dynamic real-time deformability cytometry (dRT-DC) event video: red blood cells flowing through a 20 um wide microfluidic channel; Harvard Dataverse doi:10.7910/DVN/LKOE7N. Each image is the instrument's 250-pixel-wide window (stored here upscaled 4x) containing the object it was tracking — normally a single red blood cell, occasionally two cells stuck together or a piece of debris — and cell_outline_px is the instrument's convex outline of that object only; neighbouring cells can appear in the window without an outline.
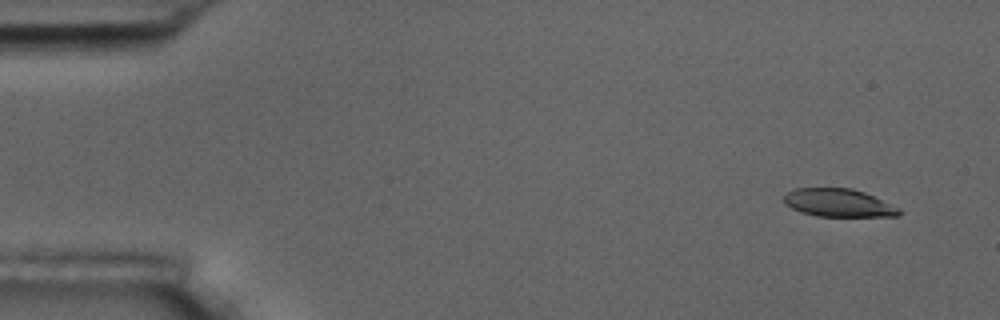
{"species": "common noctule bat (a hibernating species)", "species_latin": "Nyctalus noctula", "temperature_condition": "room temperature", "stored_images_in_passage": 5, "camera_frame_rate_fps": 3000, "um_per_image_px": 0.085, "animal": {"sex": "male", "body_mass_g": 17.5, "forearm_length_mm": 52.3}, "frame": {"image": 1, "passage_image": 1, "time_ms": 0.0, "image_size_px": [1000, 320], "cell_outline_px": [[900, 216], [816, 216], [800, 212], [784, 204], [784, 196], [788, 192], [796, 188], [852, 188], [864, 192], [900, 208]], "centroid_in_image_um": [71.26, 17.24], "position_along_channel_um": 13.7, "area_um2": 18.73}}
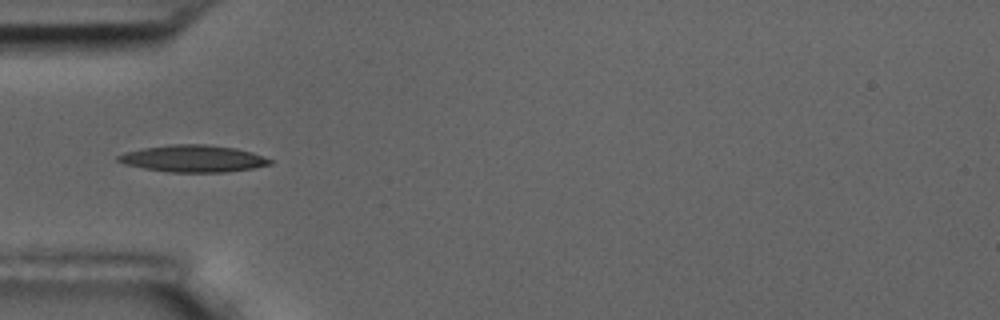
{"frame": {"image": 2, "passage_image": 5, "time_ms": 4.667, "image_size_px": [1000, 320], "cell_outline_px": [[272, 164], [252, 168], [224, 172], [168, 172], [144, 168], [124, 164], [116, 160], [116, 156], [124, 152], [140, 148], [172, 144], [204, 144], [236, 148], [252, 152], [272, 160]], "centroid_in_image_um": [16.38, 13.47], "position_along_channel_um": 68.6, "area_um2": 23.87}}